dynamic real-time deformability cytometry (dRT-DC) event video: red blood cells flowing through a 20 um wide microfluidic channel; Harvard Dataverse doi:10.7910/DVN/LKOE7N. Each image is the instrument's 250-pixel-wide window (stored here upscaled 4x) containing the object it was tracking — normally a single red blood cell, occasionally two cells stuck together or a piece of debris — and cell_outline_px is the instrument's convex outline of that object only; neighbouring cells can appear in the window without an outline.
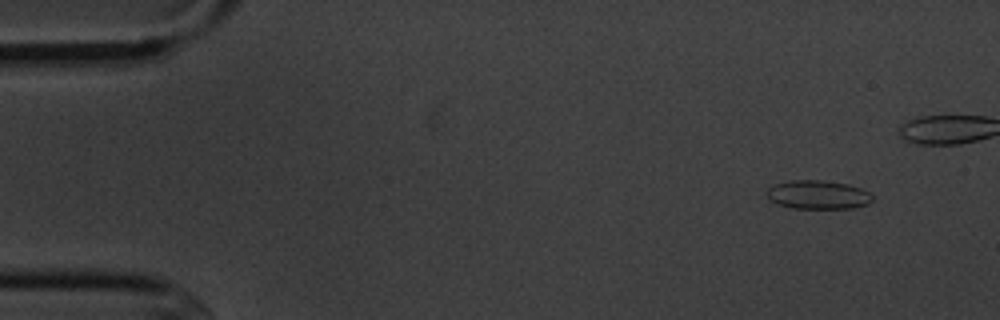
{"species": "common noctule bat (a hibernating species)", "species_latin": "Nyctalus noctula", "temperature_condition": "cold", "stored_images_in_passage": 5, "camera_frame_rate_fps": 3000, "um_per_image_px": 0.085, "animal": {"sex": "male", "body_mass_g": 20.1, "forearm_length_mm": 53.5}, "frame": {"image": 1, "passage_image": 1, "time_ms": 0.0, "image_size_px": [1000, 320], "cell_outline_px": [[872, 200], [868, 204], [852, 208], [792, 208], [776, 204], [768, 196], [768, 188], [776, 184], [788, 180], [820, 180], [848, 184], [860, 188], [868, 192], [872, 196]], "centroid_in_image_um": [69.53, 16.55], "position_along_channel_um": 15.5, "area_um2": 17.51}}